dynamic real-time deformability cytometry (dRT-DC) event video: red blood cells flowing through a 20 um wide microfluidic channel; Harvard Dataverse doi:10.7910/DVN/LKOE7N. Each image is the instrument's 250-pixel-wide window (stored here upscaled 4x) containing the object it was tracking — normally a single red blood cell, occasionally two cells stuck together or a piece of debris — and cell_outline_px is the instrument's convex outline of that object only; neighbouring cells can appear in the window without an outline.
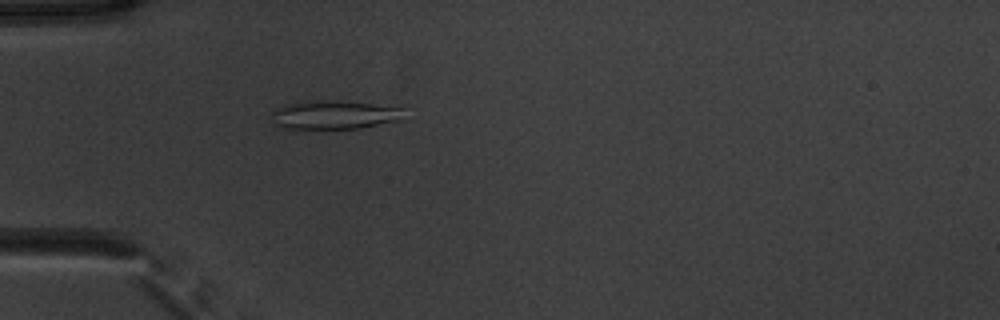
{"species": "common noctule bat (a hibernating species)", "species_latin": "Nyctalus noctula", "temperature_condition": "warm", "stored_images_in_passage": 52, "camera_frame_rate_fps": 3000, "um_per_image_px": 0.085, "animal": {"sex": "male", "body_mass_g": 20.1, "forearm_length_mm": 53.5}, "frame": {"image": 1, "passage_image": 16, "time_ms": 5.0, "image_size_px": [1000, 320], "cell_outline_px": [[404, 120], [360, 128], [280, 128], [272, 124], [272, 112], [276, 108], [284, 104], [372, 104], [404, 108]], "centroid_in_image_um": [28.46, 9.84], "position_along_channel_um": 56.5, "area_um2": 20.75}}
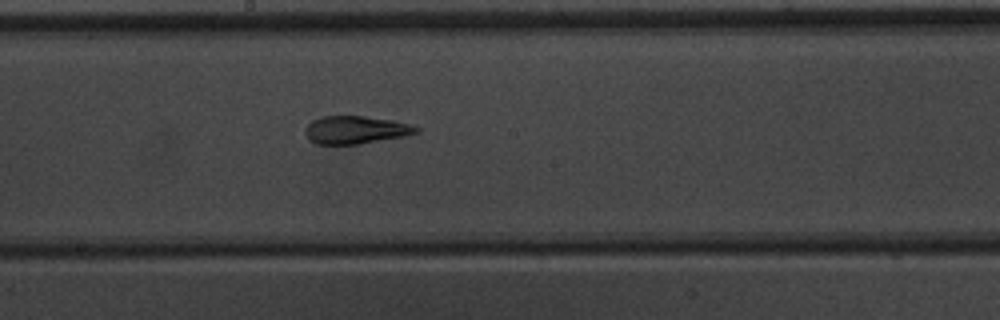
{"frame": {"image": 2, "passage_image": 29, "time_ms": 9.333, "image_size_px": [1000, 320], "cell_outline_px": [[420, 132], [404, 136], [360, 144], [316, 144], [308, 140], [304, 132], [304, 128], [312, 120], [320, 116], [364, 116], [392, 120], [408, 124], [420, 128]], "centroid_in_image_um": [30.19, 11.04], "position_along_channel_um": 218.0, "area_um2": 18.15}}
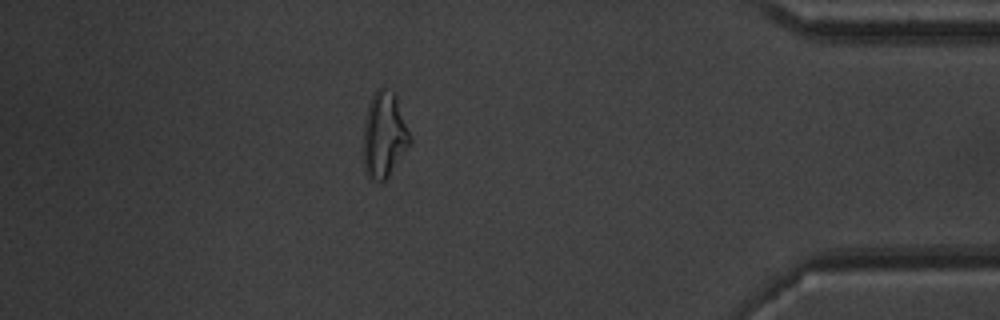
{"frame": {"image": 3, "passage_image": 46, "time_ms": 15.0, "image_size_px": [1000, 320], "cell_outline_px": [[412, 140], [388, 176], [380, 184], [372, 180], [368, 176], [364, 168], [364, 120], [368, 104], [376, 88], [384, 88], [392, 92], [396, 96], [412, 136]], "centroid_in_image_um": [32.65, 11.46], "position_along_channel_um": 402.5, "area_um2": 23.24}, "authors_computed_cell_mechanics": {"area_um2": 20.8369, "velocity_mm_per_s": 3.893, "shape_relaxation_time_tau1_ms": 8.0756, "shape_relaxation_time_tau2_ms": 1.3813, "deformation_change_tau1": 0.2183, "deformation_change_tau2": 0.0916}}